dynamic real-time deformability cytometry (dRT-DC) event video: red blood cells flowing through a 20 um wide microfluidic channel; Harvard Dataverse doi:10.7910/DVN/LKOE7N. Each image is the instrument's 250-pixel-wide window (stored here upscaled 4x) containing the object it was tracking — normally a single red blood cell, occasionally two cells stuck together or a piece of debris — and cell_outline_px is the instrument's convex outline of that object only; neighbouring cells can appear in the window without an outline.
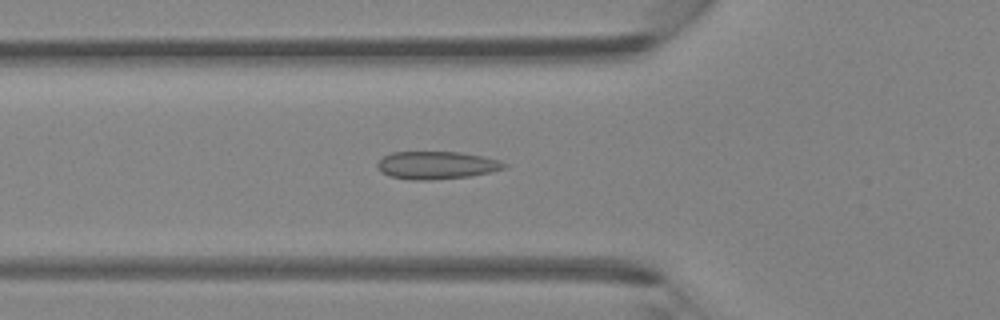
{"species": "Egyptian fruit bat (a non-hibernating species)", "species_latin": "Rousettus aegyptiacus", "temperature_condition": "room temperature", "stored_images_in_passage": 45, "camera_frame_rate_fps": 3000, "um_per_image_px": 0.085, "animal": {"sex": "female"}, "frame": {"image": 1, "passage_image": 16, "time_ms": 5.0, "image_size_px": [1000, 320], "cell_outline_px": [[508, 168], [492, 172], [468, 176], [428, 180], [412, 180], [388, 176], [380, 172], [376, 164], [384, 156], [392, 152], [460, 152], [500, 160], [508, 164]], "centroid_in_image_um": [37.12, 14.05], "position_along_channel_um": 88.7, "area_um2": 20.58}}
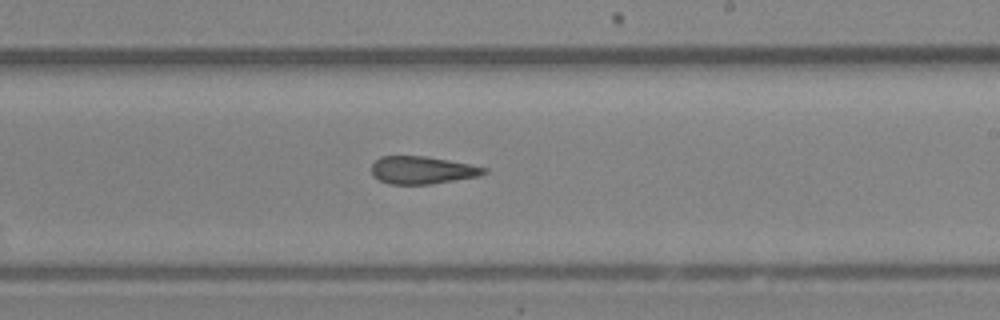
{"frame": {"image": 2, "passage_image": 27, "time_ms": 8.667, "image_size_px": [1000, 320], "cell_outline_px": [[488, 172], [480, 176], [432, 184], [388, 184], [372, 176], [372, 164], [380, 156], [424, 156], [472, 164], [488, 168]], "centroid_in_image_um": [35.92, 14.46], "position_along_channel_um": 253.1, "area_um2": 18.26}}
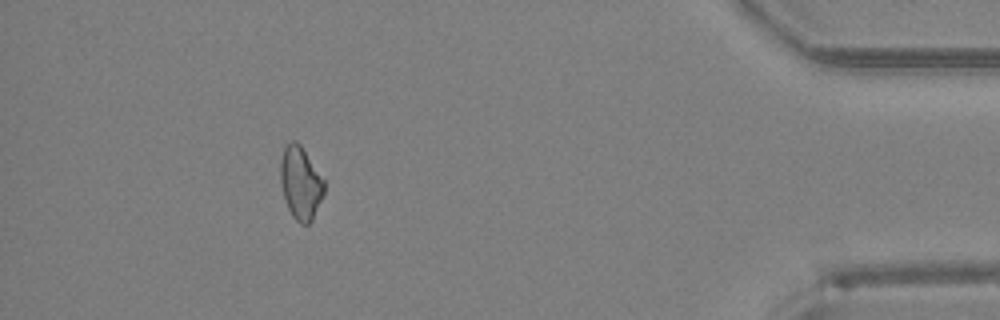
{"frame": {"image": 3, "passage_image": 41, "time_ms": 13.333, "image_size_px": [1000, 320], "cell_outline_px": [[324, 192], [312, 220], [308, 224], [300, 224], [292, 216], [288, 208], [284, 196], [280, 180], [280, 160], [284, 148], [292, 140], [296, 140], [300, 144], [324, 180]], "centroid_in_image_um": [25.53, 15.55], "position_along_channel_um": 409.7, "area_um2": 18.32}}